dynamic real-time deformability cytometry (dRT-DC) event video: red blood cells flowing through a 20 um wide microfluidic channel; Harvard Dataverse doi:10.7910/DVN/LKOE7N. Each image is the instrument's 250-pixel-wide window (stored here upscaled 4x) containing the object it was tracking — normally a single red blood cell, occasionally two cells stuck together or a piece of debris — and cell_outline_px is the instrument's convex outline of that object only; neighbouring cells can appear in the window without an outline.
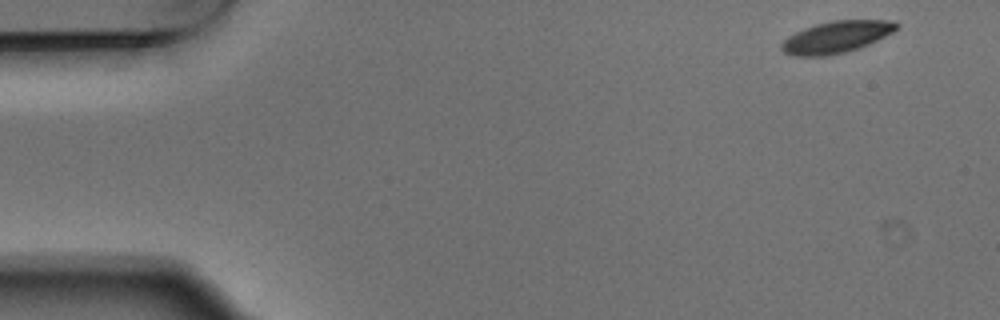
{"species": "Egyptian fruit bat (a non-hibernating species)", "species_latin": "Rousettus aegyptiacus", "temperature_condition": "warm", "stored_images_in_passage": 4, "camera_frame_rate_fps": 3000, "um_per_image_px": 0.085, "animal": {"sex": "male"}, "frame": {"image": 1, "passage_image": 1, "time_ms": 0.0, "image_size_px": [1000, 320], "cell_outline_px": [[900, 28], [868, 44], [844, 52], [828, 56], [792, 56], [784, 52], [780, 48], [780, 44], [788, 36], [804, 28], [816, 24], [832, 20], [896, 20], [900, 24]], "centroid_in_image_um": [71.09, 3.13], "position_along_channel_um": 13.9, "area_um2": 21.33}}
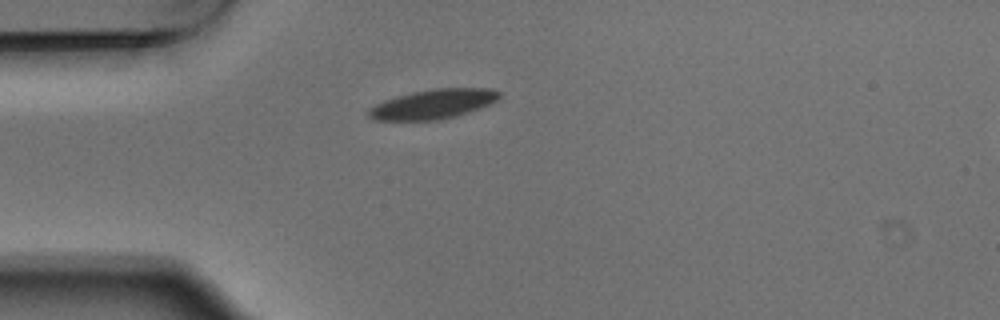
{"frame": {"image": 2, "passage_image": 4, "time_ms": 1.0, "image_size_px": [1000, 320], "cell_outline_px": [[500, 96], [496, 100], [480, 108], [456, 116], [440, 120], [372, 120], [368, 116], [368, 108], [384, 100], [396, 96], [412, 92], [432, 88], [492, 88], [500, 92]], "centroid_in_image_um": [36.79, 8.84], "position_along_channel_um": 48.2, "area_um2": 22.54}}